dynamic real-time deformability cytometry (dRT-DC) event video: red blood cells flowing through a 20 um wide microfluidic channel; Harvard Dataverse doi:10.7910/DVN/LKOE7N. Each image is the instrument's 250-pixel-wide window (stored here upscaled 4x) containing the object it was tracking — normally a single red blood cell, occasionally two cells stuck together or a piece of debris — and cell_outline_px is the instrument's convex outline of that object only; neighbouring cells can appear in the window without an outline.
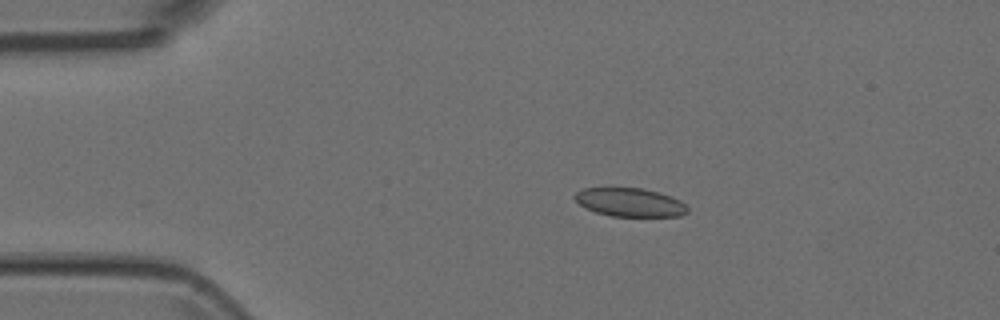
{"species": "Egyptian fruit bat (a non-hibernating species)", "species_latin": "Rousettus aegyptiacus", "temperature_condition": "room temperature", "stored_images_in_passage": 6, "camera_frame_rate_fps": 3000, "um_per_image_px": 0.085, "animal": {"sex": "female"}, "frame": {"image": 1, "passage_image": 3, "time_ms": 0.667, "image_size_px": [1000, 320], "cell_outline_px": [[688, 212], [680, 216], [612, 216], [596, 212], [580, 204], [572, 196], [576, 192], [584, 188], [612, 184], [644, 188], [660, 192], [680, 200], [688, 208]], "centroid_in_image_um": [53.5, 17.13], "position_along_channel_um": 31.5, "area_um2": 19.54}}
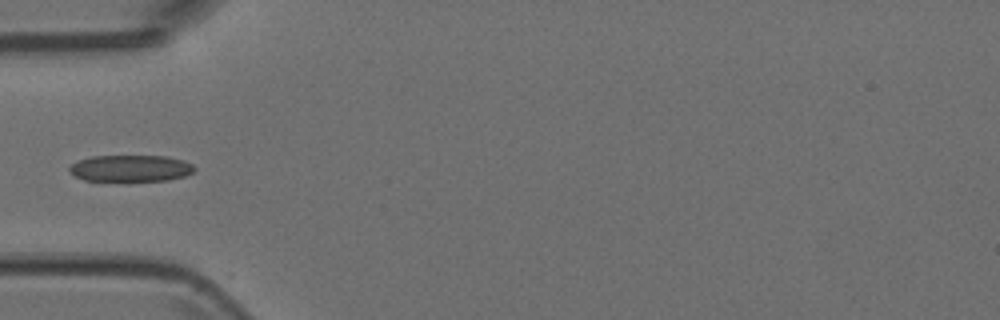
{"frame": {"image": 2, "passage_image": 5, "time_ms": 1.333, "image_size_px": [1000, 320], "cell_outline_px": [[196, 168], [192, 172], [184, 176], [168, 180], [128, 184], [84, 180], [68, 172], [68, 168], [76, 160], [92, 156], [168, 156], [184, 160], [192, 164]], "centroid_in_image_um": [11.07, 14.35], "position_along_channel_um": 73.9, "area_um2": 20.52}}
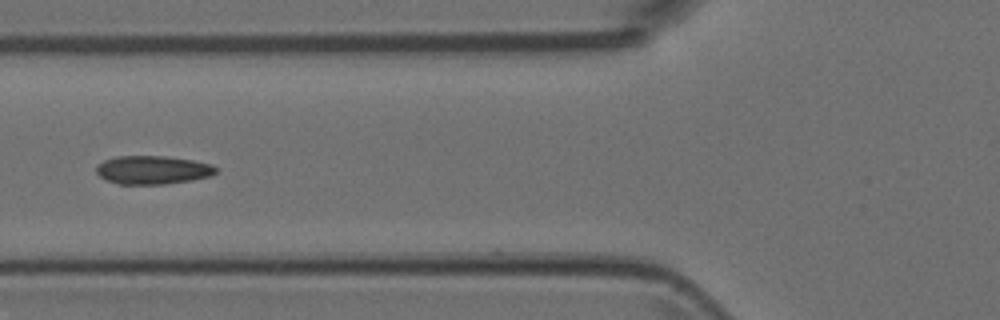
{"frame": {"image": 3, "passage_image": 6, "time_ms": 1.667, "image_size_px": [1000, 320], "cell_outline_px": [[216, 172], [212, 176], [192, 180], [164, 184], [120, 184], [108, 180], [100, 176], [96, 172], [96, 164], [104, 160], [116, 156], [164, 156], [192, 160], [212, 164], [216, 168]], "centroid_in_image_um": [12.98, 14.44], "position_along_channel_um": 112.8, "area_um2": 19.83}}